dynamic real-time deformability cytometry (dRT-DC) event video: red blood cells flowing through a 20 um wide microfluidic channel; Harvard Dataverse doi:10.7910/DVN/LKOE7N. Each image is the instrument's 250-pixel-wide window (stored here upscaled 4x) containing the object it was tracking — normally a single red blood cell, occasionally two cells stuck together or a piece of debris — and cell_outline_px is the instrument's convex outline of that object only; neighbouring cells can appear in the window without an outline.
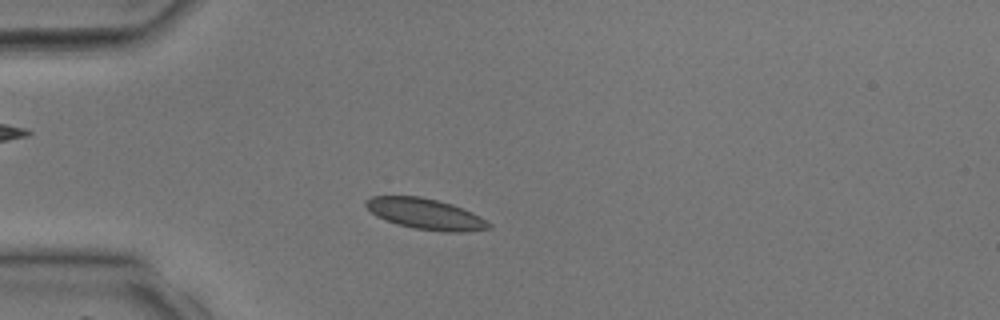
{"species": "common noctule bat (a hibernating species)", "species_latin": "Nyctalus noctula", "temperature_condition": "room temperature", "stored_images_in_passage": 35, "camera_frame_rate_fps": 3000, "um_per_image_px": 0.085, "animal": {"sex": "male", "body_mass_g": 17.9, "forearm_length_mm": 54.2}, "frame": {"image": 1, "passage_image": 7, "time_ms": 2.0, "image_size_px": [1000, 320], "cell_outline_px": [[492, 228], [464, 232], [448, 232], [416, 228], [396, 224], [384, 220], [376, 216], [364, 204], [364, 200], [372, 196], [420, 196], [452, 204], [472, 212], [480, 216], [492, 224]], "centroid_in_image_um": [36.17, 18.18], "position_along_channel_um": 48.8, "area_um2": 22.08}}
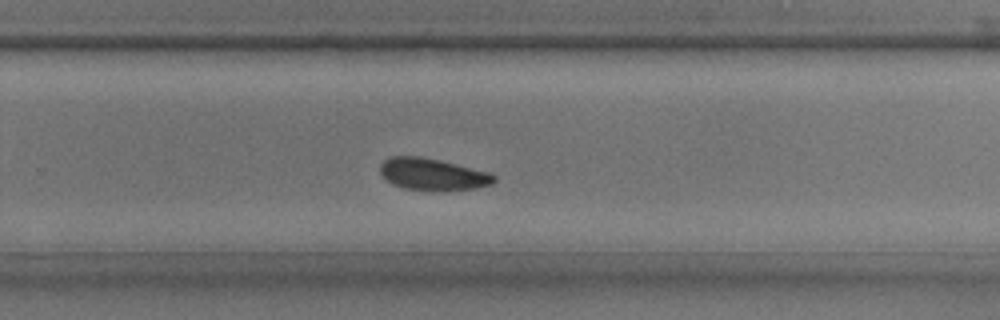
{"frame": {"image": 2, "passage_image": 22, "time_ms": 7.0, "image_size_px": [1000, 320], "cell_outline_px": [[496, 180], [492, 184], [476, 188], [404, 188], [392, 184], [380, 172], [380, 164], [384, 160], [392, 156], [420, 156], [440, 160], [488, 172], [496, 176]], "centroid_in_image_um": [36.75, 14.76], "position_along_channel_um": 293.0, "area_um2": 20.29}}
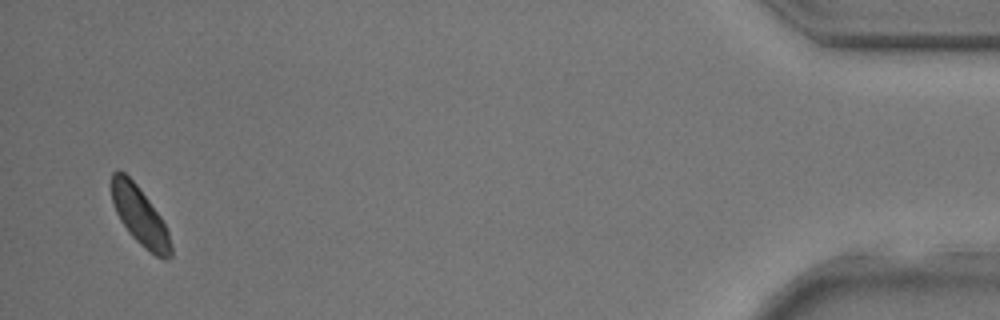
{"frame": {"image": 3, "passage_image": 34, "time_ms": 11.0, "image_size_px": [1000, 320], "cell_outline_px": [[172, 256], [164, 260], [156, 256], [144, 248], [128, 232], [120, 220], [116, 212], [112, 200], [112, 172], [116, 168], [124, 172], [136, 184], [160, 216], [168, 232], [172, 248]], "centroid_in_image_um": [11.88, 18.37], "position_along_channel_um": 423.3, "area_um2": 19.94}}